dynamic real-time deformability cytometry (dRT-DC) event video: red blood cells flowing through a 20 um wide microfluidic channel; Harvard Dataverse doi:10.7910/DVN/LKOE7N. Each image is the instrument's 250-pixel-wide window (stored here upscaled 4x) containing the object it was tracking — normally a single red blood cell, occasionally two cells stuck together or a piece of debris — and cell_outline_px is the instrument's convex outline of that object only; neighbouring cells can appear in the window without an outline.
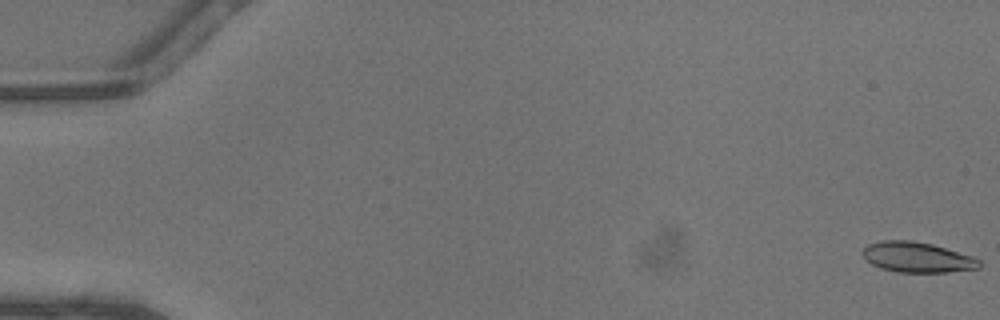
{"species": "common noctule bat (a hibernating species)", "species_latin": "Nyctalus noctula", "temperature_condition": "warm", "stored_images_in_passage": 24, "camera_frame_rate_fps": 3000, "um_per_image_px": 0.085, "animal": {"sex": "male", "body_mass_g": 13.3}, "frame": {"image": 1, "passage_image": 1, "time_ms": 0.0, "image_size_px": [1000, 320], "cell_outline_px": [[980, 268], [948, 272], [896, 272], [880, 268], [872, 264], [860, 252], [868, 244], [880, 240], [912, 240], [932, 244], [972, 256], [980, 260]], "centroid_in_image_um": [77.94, 21.86], "position_along_channel_um": 7.1, "area_um2": 20.63}}
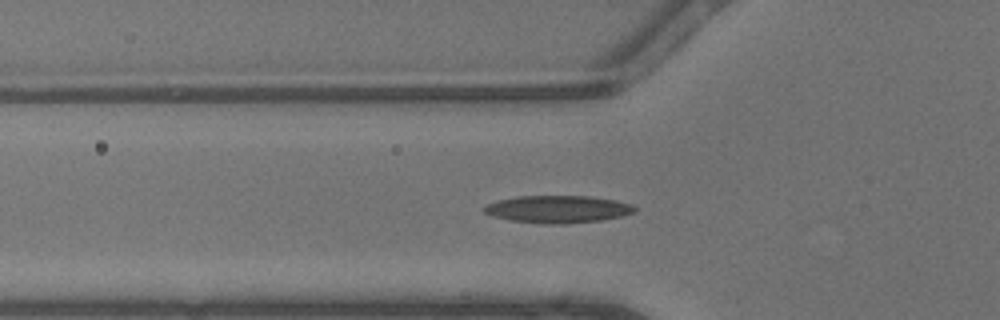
{"frame": {"image": 2, "passage_image": 17, "time_ms": 5.333, "image_size_px": [1000, 320], "cell_outline_px": [[636, 212], [620, 216], [600, 220], [560, 224], [552, 224], [508, 220], [492, 216], [484, 212], [480, 208], [488, 204], [500, 200], [516, 196], [588, 196], [616, 200], [632, 204], [636, 208]], "centroid_in_image_um": [47.4, 17.77], "position_along_channel_um": 78.4, "area_um2": 23.93}}
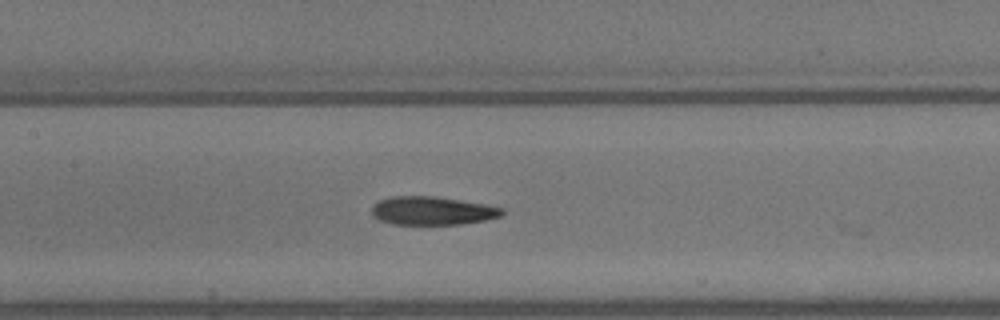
{"frame": {"image": 3, "passage_image": 23, "time_ms": 7.333, "image_size_px": [1000, 320], "cell_outline_px": [[504, 212], [500, 216], [484, 220], [460, 224], [392, 224], [380, 220], [372, 216], [372, 208], [380, 200], [388, 196], [436, 196], [484, 204], [504, 208]], "centroid_in_image_um": [36.73, 17.91], "position_along_channel_um": 170.7, "area_um2": 21.44}}